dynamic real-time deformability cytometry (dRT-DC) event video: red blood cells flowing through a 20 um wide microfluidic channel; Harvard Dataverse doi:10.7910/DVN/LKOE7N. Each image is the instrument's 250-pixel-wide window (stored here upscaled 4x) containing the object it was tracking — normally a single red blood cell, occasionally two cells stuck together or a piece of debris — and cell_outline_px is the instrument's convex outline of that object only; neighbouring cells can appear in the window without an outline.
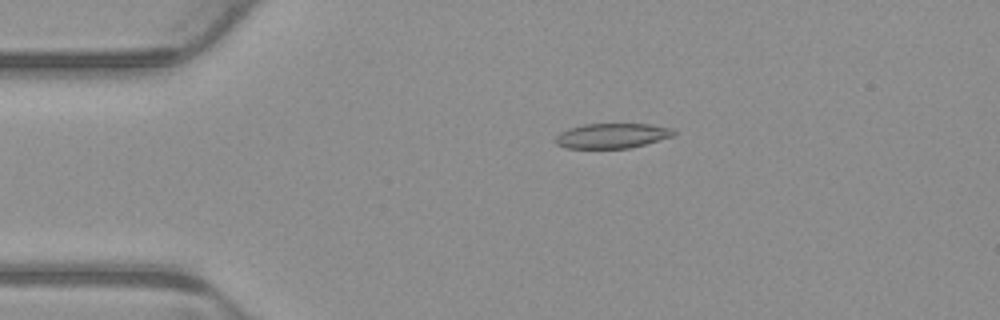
{"species": "common noctule bat (a hibernating species)", "species_latin": "Nyctalus noctula", "temperature_condition": "warm", "stored_images_in_passage": 4, "camera_frame_rate_fps": 3000, "um_per_image_px": 0.085, "animal": {"sex": "male", "body_mass_g": 23.1, "forearm_length_mm": 52.7}, "frame": {"image": 1, "passage_image": 3, "time_ms": 0.667, "image_size_px": [1000, 320], "cell_outline_px": [[676, 132], [672, 136], [644, 144], [628, 148], [564, 148], [556, 144], [556, 136], [560, 132], [568, 128], [584, 124], [648, 124], [672, 128]], "centroid_in_image_um": [51.98, 11.53], "position_along_channel_um": 33.0, "area_um2": 17.05}}